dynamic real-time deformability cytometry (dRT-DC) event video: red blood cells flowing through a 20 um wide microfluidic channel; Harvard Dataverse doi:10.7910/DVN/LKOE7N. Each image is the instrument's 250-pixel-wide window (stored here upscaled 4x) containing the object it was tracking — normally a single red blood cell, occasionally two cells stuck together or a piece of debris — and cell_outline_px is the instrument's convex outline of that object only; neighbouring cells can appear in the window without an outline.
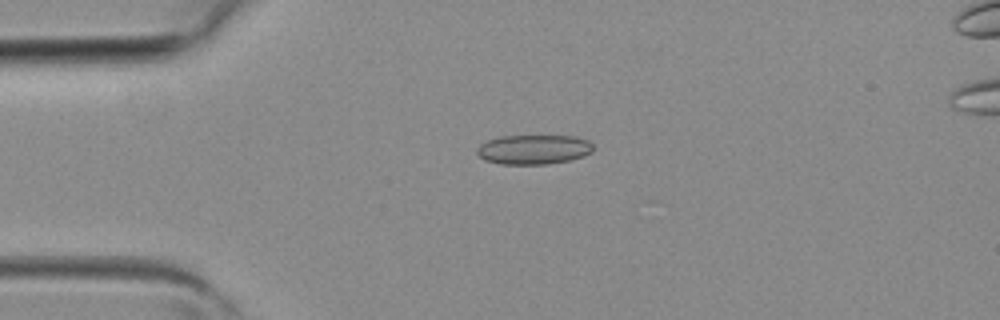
{"species": "common noctule bat (a hibernating species)", "species_latin": "Nyctalus noctula", "temperature_condition": "room temperature", "stored_images_in_passage": 4, "camera_frame_rate_fps": 3000, "um_per_image_px": 0.085, "animal": {"sex": "female", "body_mass_g": 19.3, "forearm_length_mm": 54.1}, "frame": {"image": 1, "passage_image": 3, "time_ms": 0.667, "image_size_px": [1000, 320], "cell_outline_px": [[592, 152], [584, 156], [568, 160], [548, 164], [500, 164], [484, 160], [476, 152], [476, 148], [480, 144], [488, 140], [500, 136], [576, 136], [588, 140], [592, 144]], "centroid_in_image_um": [45.34, 12.7], "position_along_channel_um": 39.7, "area_um2": 20.06}}